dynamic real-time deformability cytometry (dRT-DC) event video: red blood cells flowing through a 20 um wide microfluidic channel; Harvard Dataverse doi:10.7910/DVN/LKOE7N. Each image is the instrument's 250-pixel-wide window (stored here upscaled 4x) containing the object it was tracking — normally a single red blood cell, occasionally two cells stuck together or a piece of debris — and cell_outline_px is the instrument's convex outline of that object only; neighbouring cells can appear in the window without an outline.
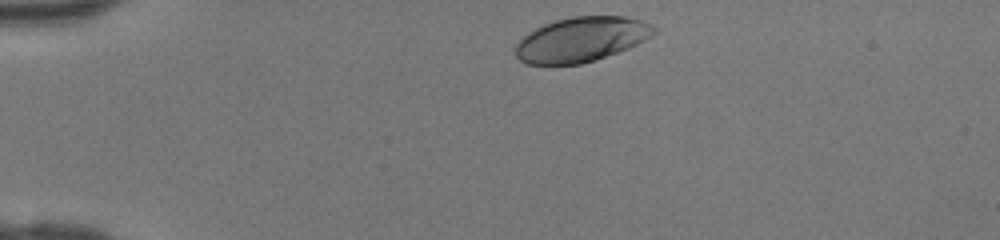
{"species": "human", "species_latin": "Homo sapiens", "temperature_condition": "room temperature", "stored_images_in_passage": 32, "camera_frame_rate_fps": 3000, "um_per_image_px": 0.085, "donor": {"sex": "female"}, "frame": {"image": 1, "passage_image": 1, "time_ms": 0.0, "image_size_px": [1000, 240], "cell_outline_px": [[656, 32], [644, 40], [628, 48], [580, 64], [528, 64], [520, 60], [516, 56], [516, 44], [528, 32], [544, 24], [556, 20], [572, 16], [628, 16], [640, 20], [656, 28]], "centroid_in_image_um": [49.39, 3.34], "position_along_channel_um": 35.6, "area_um2": 35.6}}
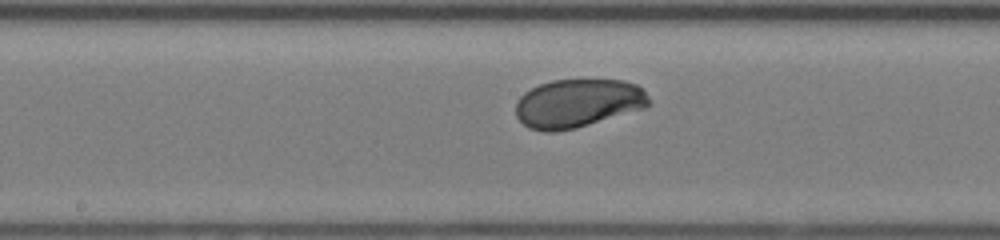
{"frame": {"image": 2, "passage_image": 16, "time_ms": 5.0, "image_size_px": [1000, 240], "cell_outline_px": [[652, 104], [644, 108], [576, 128], [556, 132], [544, 132], [528, 128], [516, 116], [516, 100], [524, 92], [540, 84], [552, 80], [624, 80], [636, 84], [644, 88], [652, 100]], "centroid_in_image_um": [49.14, 8.78], "position_along_channel_um": 199.1, "area_um2": 37.97}}
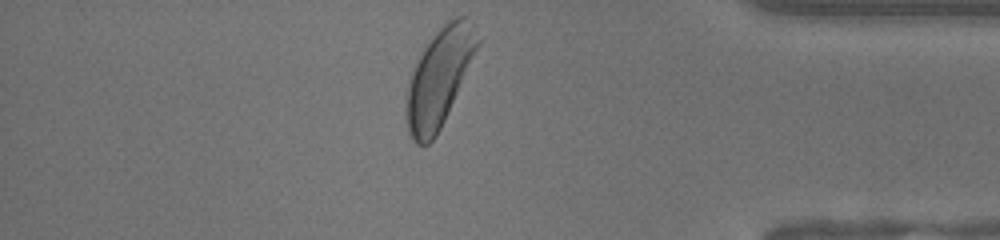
{"frame": {"image": 3, "passage_image": 31, "time_ms": 10.0, "image_size_px": [1000, 240], "cell_outline_px": [[480, 44], [444, 120], [436, 136], [428, 144], [416, 144], [412, 140], [408, 132], [404, 116], [404, 108], [408, 84], [416, 60], [420, 52], [432, 36], [448, 20], [456, 16], [464, 16], [472, 24], [480, 40]], "centroid_in_image_um": [37.29, 6.61], "position_along_channel_um": 397.9, "area_um2": 40.34}}